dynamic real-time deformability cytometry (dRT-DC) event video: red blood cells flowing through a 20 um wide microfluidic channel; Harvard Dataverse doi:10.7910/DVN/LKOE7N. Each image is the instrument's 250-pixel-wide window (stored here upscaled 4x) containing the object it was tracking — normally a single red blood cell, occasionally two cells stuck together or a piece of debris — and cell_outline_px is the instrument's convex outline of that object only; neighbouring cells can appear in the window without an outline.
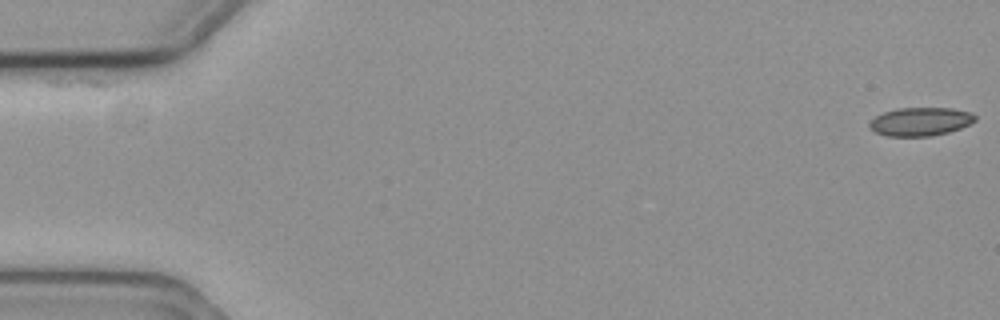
{"species": "common noctule bat (a hibernating species)", "species_latin": "Nyctalus noctula", "temperature_condition": "cold", "stored_images_in_passage": 8, "segment_of_instrument_passage": [1, 2], "camera_frame_rate_fps": 3000, "um_per_image_px": 0.085, "animal": {"sex": "female", "body_mass_g": 19.3, "forearm_length_mm": 54.1}, "frame": {"image": 1, "passage_image": 1, "time_ms": 0.0, "image_size_px": [1000, 320], "cell_outline_px": [[976, 120], [960, 128], [948, 132], [932, 136], [888, 136], [876, 132], [868, 128], [868, 124], [876, 116], [884, 112], [896, 108], [952, 108], [972, 112], [976, 116]], "centroid_in_image_um": [78.23, 10.33], "position_along_channel_um": 6.8, "area_um2": 17.51}}
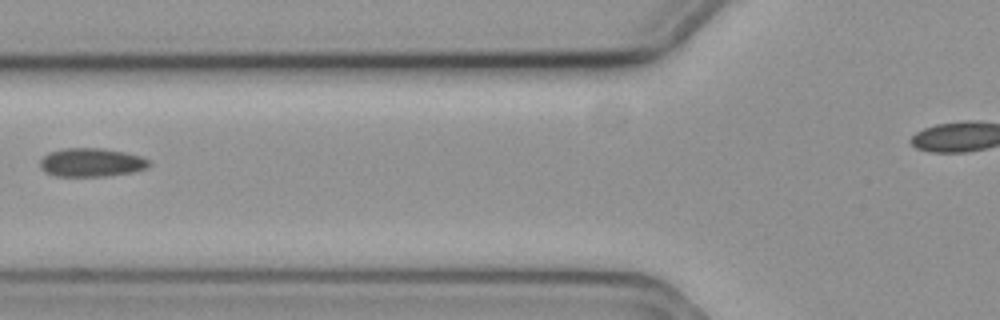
{"frame": {"image": 2, "passage_image": 7, "time_ms": 2.0, "image_size_px": [1000, 320], "cell_outline_px": [[152, 164], [148, 168], [132, 172], [104, 176], [56, 176], [44, 172], [40, 168], [40, 160], [48, 152], [64, 148], [104, 148], [124, 152], [140, 156], [148, 160]], "centroid_in_image_um": [7.75, 13.8], "position_along_channel_um": 118.0, "area_um2": 18.26}}